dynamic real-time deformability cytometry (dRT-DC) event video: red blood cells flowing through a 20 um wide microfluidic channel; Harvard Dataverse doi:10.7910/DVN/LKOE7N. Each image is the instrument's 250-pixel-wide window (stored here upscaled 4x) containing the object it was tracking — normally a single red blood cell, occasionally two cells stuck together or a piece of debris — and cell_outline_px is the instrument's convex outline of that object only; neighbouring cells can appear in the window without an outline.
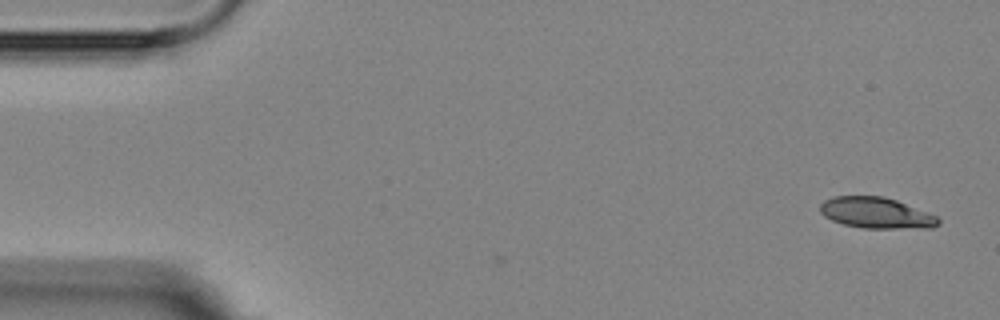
{"species": "Egyptian fruit bat (a non-hibernating species)", "species_latin": "Rousettus aegyptiacus", "temperature_condition": "room temperature", "stored_images_in_passage": 5, "camera_frame_rate_fps": 3000, "um_per_image_px": 0.085, "animal": {"sex": "female"}, "frame": {"image": 1, "passage_image": 1, "time_ms": 0.0, "image_size_px": [1000, 320], "cell_outline_px": [[940, 224], [932, 228], [864, 228], [844, 224], [832, 220], [824, 216], [820, 212], [820, 204], [824, 200], [832, 196], [884, 196], [896, 200], [928, 212], [936, 216], [940, 220]], "centroid_in_image_um": [74.48, 18.09], "position_along_channel_um": 10.5, "area_um2": 21.39}}
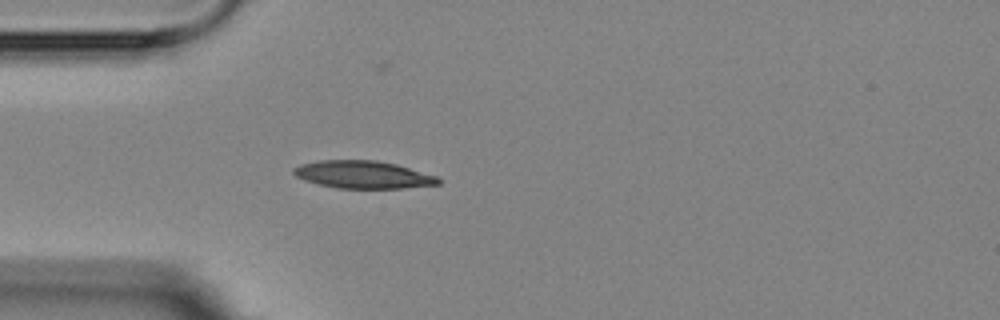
{"frame": {"image": 2, "passage_image": 5, "time_ms": 4.333, "image_size_px": [1000, 320], "cell_outline_px": [[440, 184], [404, 188], [336, 188], [304, 180], [296, 176], [292, 172], [292, 168], [300, 164], [316, 160], [376, 160], [396, 164], [436, 176], [440, 180]], "centroid_in_image_um": [30.82, 14.83], "position_along_channel_um": 54.2, "area_um2": 23.24}}